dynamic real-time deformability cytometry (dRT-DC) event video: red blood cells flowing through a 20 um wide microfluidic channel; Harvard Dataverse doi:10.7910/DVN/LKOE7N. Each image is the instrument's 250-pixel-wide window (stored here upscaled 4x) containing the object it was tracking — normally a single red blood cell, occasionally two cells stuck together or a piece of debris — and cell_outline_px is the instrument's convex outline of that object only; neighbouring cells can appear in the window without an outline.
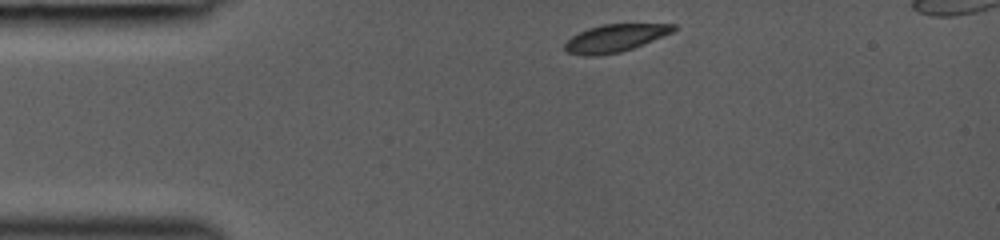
{"species": "common noctule bat (a hibernating species)", "species_latin": "Nyctalus noctula", "temperature_condition": "room temperature", "stored_images_in_passage": 34, "camera_frame_rate_fps": 3000, "um_per_image_px": 0.085, "animal": {"sex": "female", "body_mass_g": 19.0, "forearm_length_mm": 53.3}, "frame": {"image": 1, "passage_image": 1, "time_ms": 0.0, "image_size_px": [1000, 240], "cell_outline_px": [[676, 28], [672, 32], [664, 36], [632, 48], [620, 52], [596, 56], [584, 56], [568, 52], [564, 48], [564, 44], [572, 36], [588, 28], [604, 24], [676, 24]], "centroid_in_image_um": [52.27, 3.24], "position_along_channel_um": 32.7, "area_um2": 17.28}}
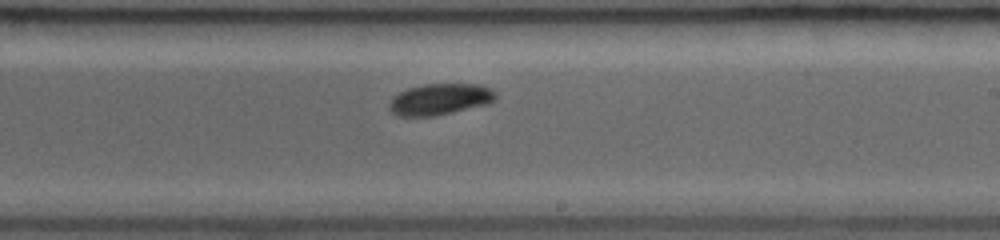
{"frame": {"image": 2, "passage_image": 19, "time_ms": 6.0, "image_size_px": [1000, 240], "cell_outline_px": [[496, 96], [488, 104], [436, 116], [396, 116], [388, 108], [388, 104], [392, 96], [408, 88], [424, 84], [480, 84], [492, 88], [496, 92]], "centroid_in_image_um": [37.37, 8.44], "position_along_channel_um": 251.6, "area_um2": 19.59}}
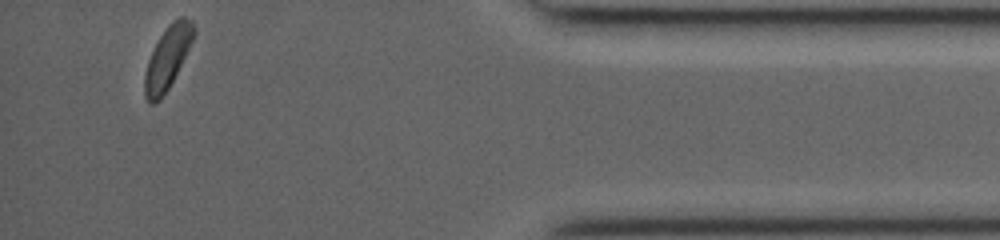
{"frame": {"image": 3, "passage_image": 33, "time_ms": 10.667, "image_size_px": [1000, 240], "cell_outline_px": [[196, 32], [168, 88], [160, 100], [152, 104], [148, 104], [144, 96], [144, 76], [148, 60], [160, 36], [168, 24], [172, 20], [180, 16], [188, 16], [192, 20], [196, 28]], "centroid_in_image_um": [14.23, 4.88], "position_along_channel_um": 421.0, "area_um2": 17.69}}